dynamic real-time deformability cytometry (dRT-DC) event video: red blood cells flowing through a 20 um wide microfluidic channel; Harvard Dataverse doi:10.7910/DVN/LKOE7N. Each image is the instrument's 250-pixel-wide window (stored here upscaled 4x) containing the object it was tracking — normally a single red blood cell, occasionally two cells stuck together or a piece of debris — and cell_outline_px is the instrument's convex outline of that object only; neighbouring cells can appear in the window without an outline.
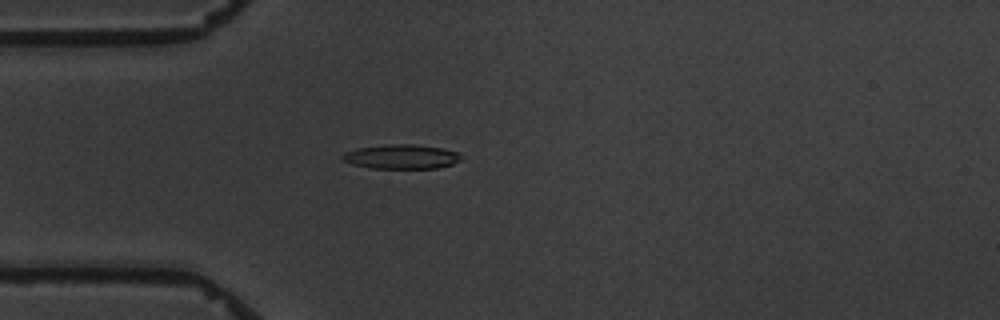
{"species": "common noctule bat (a hibernating species)", "species_latin": "Nyctalus noctula", "temperature_condition": "warm", "stored_images_in_passage": 4, "camera_frame_rate_fps": 3000, "um_per_image_px": 0.085, "animal": {"sex": "male", "body_mass_g": 19.5, "forearm_length_mm": 54.6}, "frame": {"image": 1, "passage_image": 4, "time_ms": 3.333, "image_size_px": [1000, 320], "cell_outline_px": [[460, 160], [452, 164], [440, 168], [372, 168], [352, 164], [344, 160], [340, 156], [344, 152], [356, 148], [388, 144], [412, 144], [440, 148], [460, 152]], "centroid_in_image_um": [34.11, 13.31], "position_along_channel_um": 50.9, "area_um2": 16.82}}